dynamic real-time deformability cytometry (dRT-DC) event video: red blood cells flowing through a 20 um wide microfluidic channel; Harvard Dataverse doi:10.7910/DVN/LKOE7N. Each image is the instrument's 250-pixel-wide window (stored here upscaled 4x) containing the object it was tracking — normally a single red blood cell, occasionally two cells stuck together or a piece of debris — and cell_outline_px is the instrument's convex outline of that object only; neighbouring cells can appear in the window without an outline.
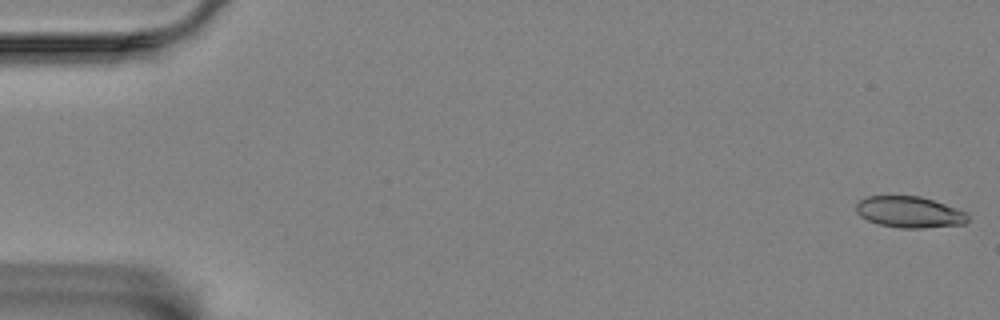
{"species": "Egyptian fruit bat (a non-hibernating species)", "species_latin": "Rousettus aegyptiacus", "temperature_condition": "room temperature", "stored_images_in_passage": 57, "camera_frame_rate_fps": 3000, "um_per_image_px": 0.085, "animal": {"sex": "female"}, "frame": {"image": 1, "passage_image": 1, "time_ms": 0.0, "image_size_px": [1000, 320], "cell_outline_px": [[968, 220], [964, 224], [920, 228], [900, 228], [880, 224], [868, 220], [860, 216], [856, 212], [856, 204], [860, 200], [868, 196], [920, 196], [968, 212]], "centroid_in_image_um": [77.3, 18.02], "position_along_channel_um": 7.7, "area_um2": 20.23}}
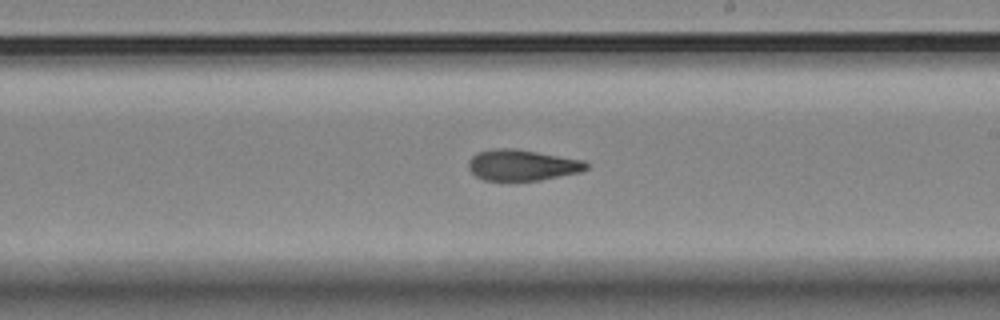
{"frame": {"image": 2, "passage_image": 33, "time_ms": 10.667, "image_size_px": [1000, 320], "cell_outline_px": [[588, 168], [580, 172], [540, 180], [484, 180], [476, 176], [468, 168], [468, 160], [476, 152], [492, 148], [516, 148], [584, 160], [588, 164]], "centroid_in_image_um": [44.36, 14.02], "position_along_channel_um": 244.6, "area_um2": 21.39}}
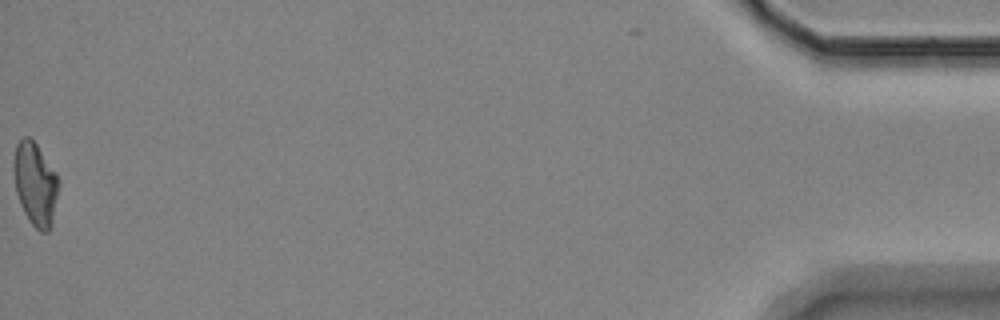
{"frame": {"image": 3, "passage_image": 57, "time_ms": 18.667, "image_size_px": [1000, 320], "cell_outline_px": [[60, 184], [52, 224], [48, 232], [40, 232], [28, 220], [20, 204], [16, 192], [12, 172], [12, 168], [16, 144], [24, 136], [28, 136], [36, 144], [56, 172], [60, 180]], "centroid_in_image_um": [3.0, 15.65], "position_along_channel_um": 432.2, "area_um2": 22.08}, "authors_computed_cell_mechanics": {"area_um2": 21.675, "velocity_mm_per_s": 3.5365, "shape_relaxation_time_tau1_ms": 8.7459, "shape_relaxation_time_tau2_ms": 3.744, "deformation_change_tau1": 0.1977, "deformation_change_tau2": 0.1085}}